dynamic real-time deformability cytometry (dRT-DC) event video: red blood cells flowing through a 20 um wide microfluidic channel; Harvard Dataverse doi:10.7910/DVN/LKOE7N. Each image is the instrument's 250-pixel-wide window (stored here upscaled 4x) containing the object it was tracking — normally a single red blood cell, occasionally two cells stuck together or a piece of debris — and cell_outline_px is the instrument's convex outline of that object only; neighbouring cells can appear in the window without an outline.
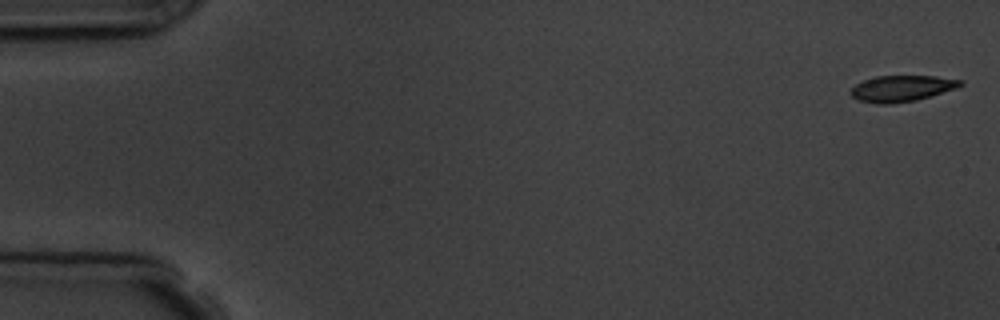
{"species": "common noctule bat (a hibernating species)", "species_latin": "Nyctalus noctula", "temperature_condition": "room temperature", "stored_images_in_passage": 6, "camera_frame_rate_fps": 3000, "um_per_image_px": 0.085, "animal": {"sex": "male", "body_mass_g": 19.5, "forearm_length_mm": 54.6}, "frame": {"image": 1, "passage_image": 1, "time_ms": 0.0, "image_size_px": [1000, 320], "cell_outline_px": [[964, 84], [956, 88], [916, 100], [892, 104], [876, 104], [856, 100], [848, 92], [856, 84], [864, 80], [876, 76], [936, 76], [964, 80]], "centroid_in_image_um": [76.62, 7.52], "position_along_channel_um": 8.4, "area_um2": 16.82}}
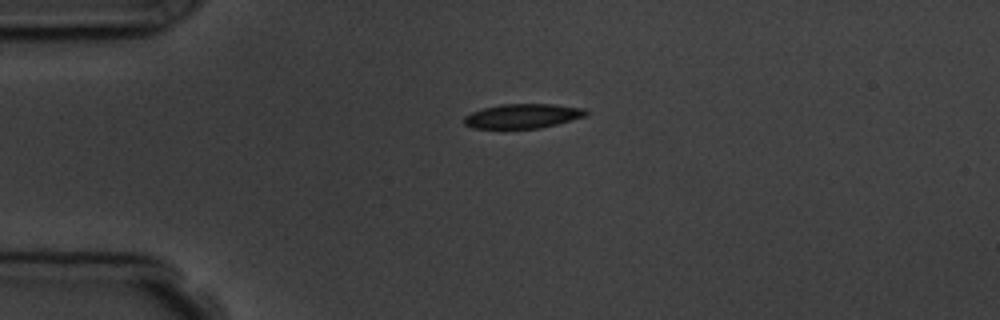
{"frame": {"image": 2, "passage_image": 4, "time_ms": 4.0, "image_size_px": [1000, 320], "cell_outline_px": [[588, 116], [540, 128], [472, 128], [464, 124], [464, 116], [472, 112], [484, 108], [500, 104], [556, 104], [584, 108], [588, 112]], "centroid_in_image_um": [44.46, 9.86], "position_along_channel_um": 40.5, "area_um2": 17.4}}